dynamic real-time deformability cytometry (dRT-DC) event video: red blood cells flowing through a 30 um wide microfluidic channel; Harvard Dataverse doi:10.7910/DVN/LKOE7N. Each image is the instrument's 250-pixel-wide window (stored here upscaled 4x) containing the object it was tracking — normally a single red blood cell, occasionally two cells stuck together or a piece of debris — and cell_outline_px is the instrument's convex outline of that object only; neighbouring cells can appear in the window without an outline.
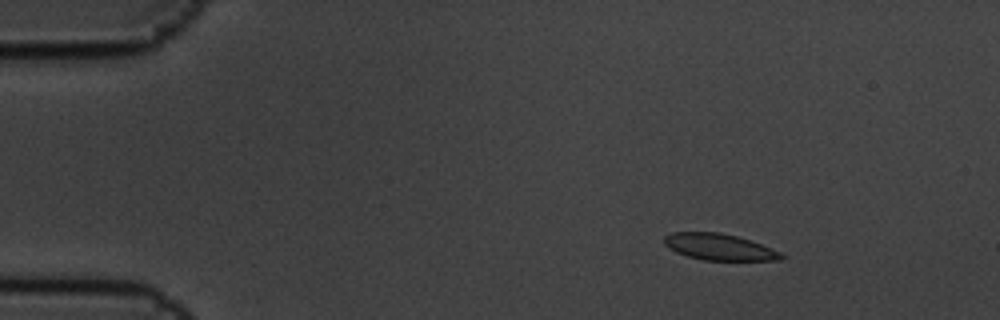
{"species": "common noctule bat (a hibernating species)", "species_latin": "Nyctalus noctula", "temperature_condition": "cold", "stored_images_in_passage": 4, "camera_frame_rate_fps": 3000, "um_per_image_px": 0.085, "animal": {"sex": "male", "body_mass_g": 19.5, "forearm_length_mm": 54.6}, "frame": {"image": 1, "passage_image": 2, "time_ms": 0.333, "image_size_px": [1000, 320], "cell_outline_px": [[788, 256], [780, 260], [704, 260], [688, 256], [676, 252], [668, 248], [664, 244], [664, 236], [672, 232], [720, 232], [752, 240], [780, 252]], "centroid_in_image_um": [61.14, 20.99], "position_along_channel_um": 23.9, "area_um2": 18.09}}